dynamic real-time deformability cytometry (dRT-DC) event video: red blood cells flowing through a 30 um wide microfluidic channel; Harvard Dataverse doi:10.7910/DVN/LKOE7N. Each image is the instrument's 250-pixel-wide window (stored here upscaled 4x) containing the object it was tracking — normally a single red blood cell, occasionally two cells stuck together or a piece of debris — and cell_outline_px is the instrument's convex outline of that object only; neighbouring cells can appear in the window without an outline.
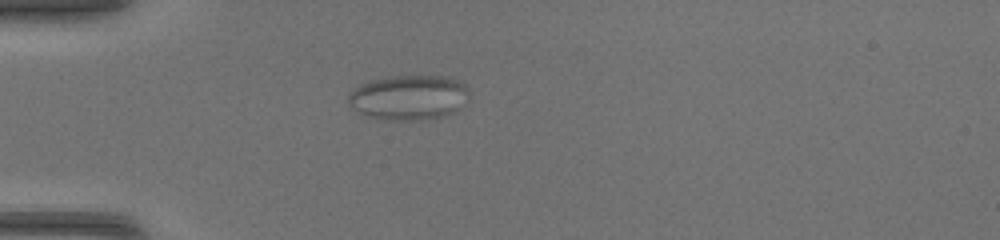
{"species": "common noctule bat (a hibernating species)", "species_latin": "Nyctalus noctula", "temperature_condition": "warm", "stored_images_in_passage": 49, "camera_frame_rate_fps": 3000, "um_per_image_px": 0.085, "animal": {"sex": "female", "body_mass_g": 17.0, "forearm_length_mm": 48.0}, "frame": {"image": 1, "passage_image": 15, "time_ms": 4.667, "image_size_px": [1000, 240], "cell_outline_px": [[468, 92], [460, 108], [444, 116], [424, 120], [376, 120], [352, 108], [348, 104], [348, 96], [360, 84], [368, 80], [392, 76], [448, 76], [460, 80], [468, 88]], "centroid_in_image_um": [34.72, 8.28], "position_along_channel_um": 50.3, "area_um2": 31.79}}
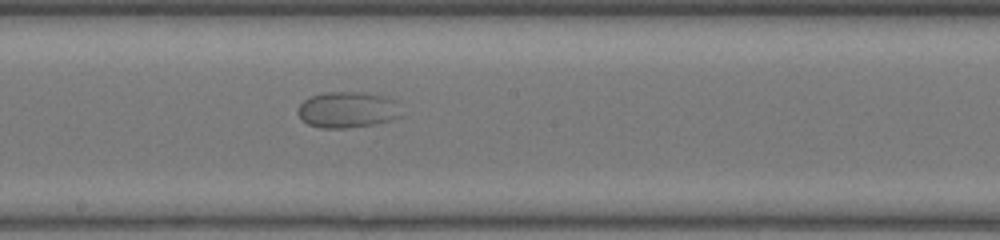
{"frame": {"image": 2, "passage_image": 28, "time_ms": 9.0, "image_size_px": [1000, 240], "cell_outline_px": [[400, 116], [392, 120], [372, 124], [348, 128], [320, 128], [308, 124], [296, 112], [300, 104], [304, 100], [312, 96], [324, 92], [356, 92], [384, 96], [392, 100]], "centroid_in_image_um": [29.46, 9.34], "position_along_channel_um": 218.7, "area_um2": 21.27}}
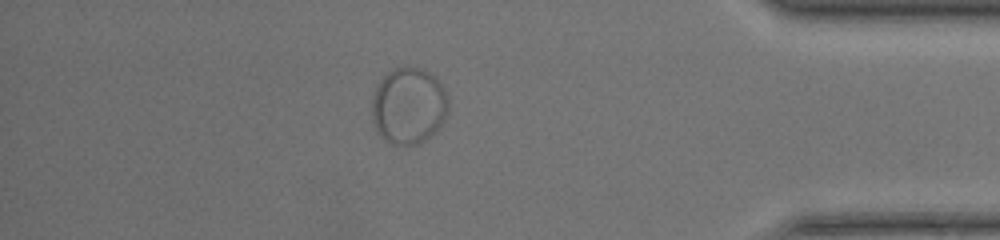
{"frame": {"image": 3, "passage_image": 43, "time_ms": 14.0, "image_size_px": [1000, 240], "cell_outline_px": [[448, 112], [444, 120], [436, 132], [424, 140], [416, 144], [392, 144], [384, 140], [376, 128], [372, 120], [372, 96], [380, 80], [388, 72], [396, 68], [408, 64], [420, 68], [436, 76], [448, 92]], "centroid_in_image_um": [34.76, 8.96], "position_along_channel_um": 400.4, "area_um2": 34.56}}